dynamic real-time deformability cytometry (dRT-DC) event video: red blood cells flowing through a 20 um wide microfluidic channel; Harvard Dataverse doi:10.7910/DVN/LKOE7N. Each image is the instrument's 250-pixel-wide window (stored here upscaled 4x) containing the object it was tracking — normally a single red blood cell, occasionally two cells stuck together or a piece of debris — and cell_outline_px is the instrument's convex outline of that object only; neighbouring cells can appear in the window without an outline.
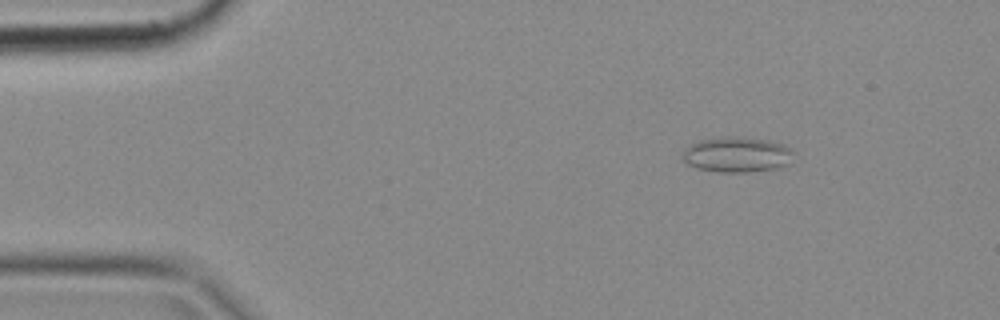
{"species": "common noctule bat (a hibernating species)", "species_latin": "Nyctalus noctula", "temperature_condition": "cold", "stored_images_in_passage": 50, "camera_frame_rate_fps": 3000, "um_per_image_px": 0.085, "animal": {"sex": "female", "body_mass_g": 18.4}, "frame": {"image": 1, "passage_image": 7, "time_ms": 2.0, "image_size_px": [1000, 320], "cell_outline_px": [[792, 152], [788, 164], [776, 168], [748, 172], [720, 172], [696, 168], [688, 164], [684, 160], [684, 148], [700, 140], [724, 136], [740, 136], [768, 140], [784, 144], [792, 148]], "centroid_in_image_um": [62.64, 13.13], "position_along_channel_um": 22.4, "area_um2": 22.83}}
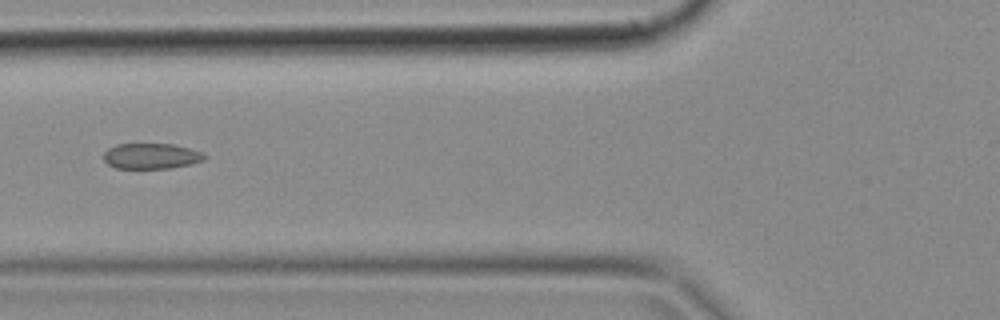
{"frame": {"image": 2, "passage_image": 19, "time_ms": 6.0, "image_size_px": [1000, 320], "cell_outline_px": [[208, 156], [204, 160], [172, 168], [116, 168], [108, 164], [104, 160], [104, 152], [108, 148], [116, 144], [172, 144], [204, 152]], "centroid_in_image_um": [12.86, 13.26], "position_along_channel_um": 112.9, "area_um2": 15.03}}
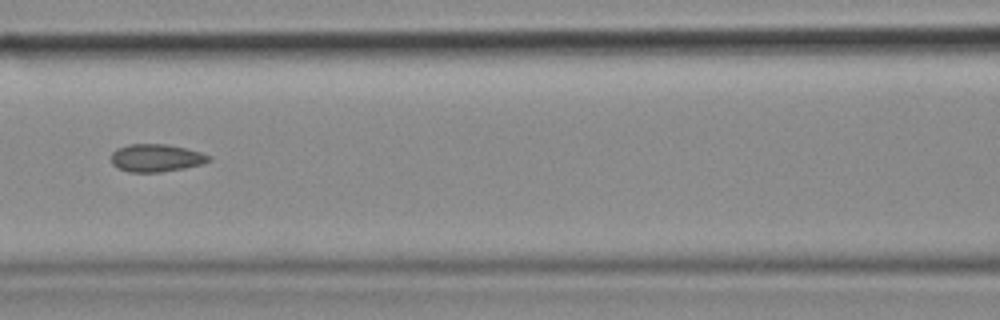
{"frame": {"image": 3, "passage_image": 22, "time_ms": 7.0, "image_size_px": [1000, 320], "cell_outline_px": [[212, 160], [200, 164], [184, 168], [160, 172], [128, 172], [116, 168], [112, 164], [112, 152], [116, 148], [128, 144], [168, 144], [200, 152], [212, 156]], "centroid_in_image_um": [13.25, 13.42], "position_along_channel_um": 153.4, "area_um2": 15.84}}